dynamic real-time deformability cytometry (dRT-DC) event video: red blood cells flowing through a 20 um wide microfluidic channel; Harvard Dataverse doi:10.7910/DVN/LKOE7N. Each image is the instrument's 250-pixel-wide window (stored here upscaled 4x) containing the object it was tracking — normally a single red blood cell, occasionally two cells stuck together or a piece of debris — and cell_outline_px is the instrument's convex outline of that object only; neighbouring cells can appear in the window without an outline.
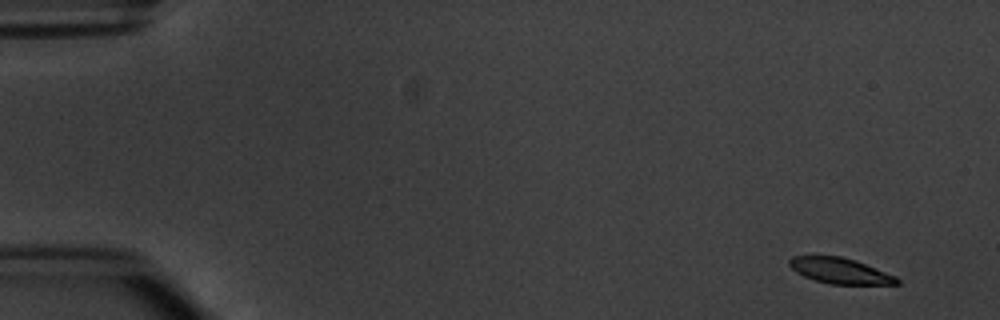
{"species": "common noctule bat (a hibernating species)", "species_latin": "Nyctalus noctula", "temperature_condition": "warm", "stored_images_in_passage": 5, "segment_of_instrument_passage": [1, 2], "camera_frame_rate_fps": 3000, "um_per_image_px": 0.085, "animal": {"sex": "male", "body_mass_g": 20.1, "forearm_length_mm": 53.5}, "frame": {"image": 1, "passage_image": 1, "time_ms": 0.0, "image_size_px": [1000, 320], "cell_outline_px": [[900, 284], [832, 284], [816, 280], [804, 276], [796, 272], [788, 264], [788, 260], [792, 256], [840, 256], [856, 260], [896, 276], [900, 280]], "centroid_in_image_um": [71.41, 23.01], "position_along_channel_um": 13.6, "area_um2": 16.01}}